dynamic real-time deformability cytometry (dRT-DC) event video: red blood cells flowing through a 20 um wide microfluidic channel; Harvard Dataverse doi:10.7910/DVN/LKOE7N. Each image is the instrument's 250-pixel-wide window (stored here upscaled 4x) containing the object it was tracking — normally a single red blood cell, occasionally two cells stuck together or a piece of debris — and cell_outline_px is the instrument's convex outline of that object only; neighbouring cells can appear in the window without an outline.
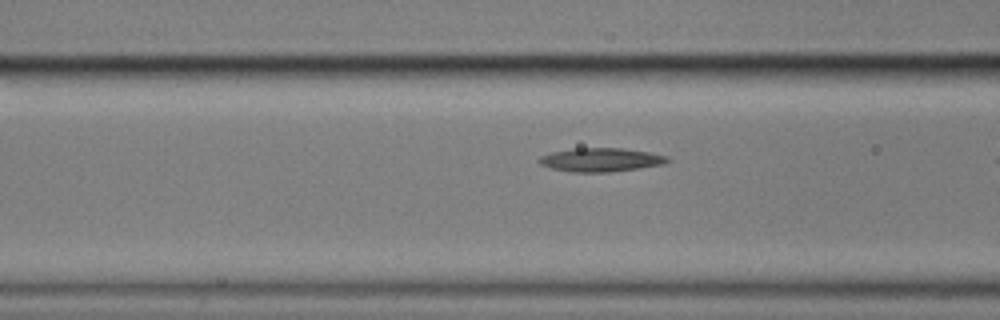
{"species": "common noctule bat (a hibernating species)", "species_latin": "Nyctalus noctula", "temperature_condition": "cold", "stored_images_in_passage": 12, "camera_frame_rate_fps": 3000, "um_per_image_px": 0.085, "animal": {"sex": "male", "body_mass_g": 17.9}, "frame": {"image": 1, "passage_image": 10, "time_ms": 3.0, "image_size_px": [1000, 320], "cell_outline_px": [[672, 160], [664, 164], [640, 168], [608, 172], [572, 172], [552, 168], [540, 164], [536, 160], [540, 156], [552, 152], [572, 148], [624, 148], [648, 152], [668, 156]], "centroid_in_image_um": [51.08, 13.58], "position_along_channel_um": 115.5, "area_um2": 17.8}}